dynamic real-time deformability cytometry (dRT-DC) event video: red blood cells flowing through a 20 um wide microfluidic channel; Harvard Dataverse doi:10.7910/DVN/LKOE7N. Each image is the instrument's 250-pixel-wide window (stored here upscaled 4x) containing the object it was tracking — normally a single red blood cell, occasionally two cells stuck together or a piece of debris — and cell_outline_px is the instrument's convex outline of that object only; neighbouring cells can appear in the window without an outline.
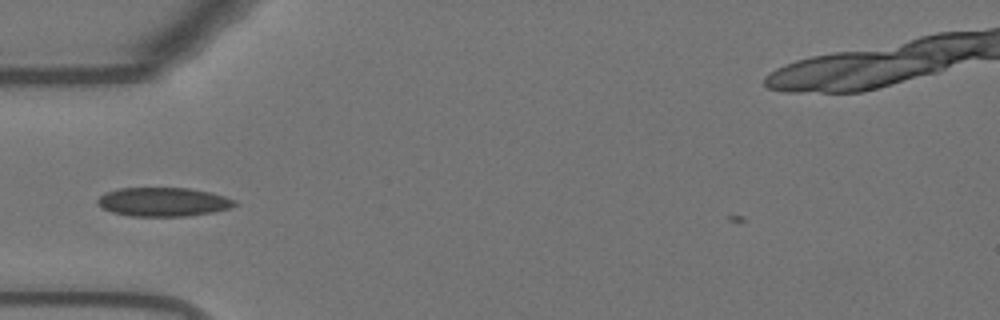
{"species": "Egyptian fruit bat (a non-hibernating species)", "species_latin": "Rousettus aegyptiacus", "temperature_condition": "warm", "stored_images_in_passage": 35, "camera_frame_rate_fps": 3000, "um_per_image_px": 0.085, "animal": {"sex": "female"}, "frame": {"image": 1, "passage_image": 1, "time_ms": 0.0, "image_size_px": [1000, 320], "cell_outline_px": [[236, 204], [228, 208], [212, 212], [188, 216], [132, 216], [112, 212], [96, 204], [96, 200], [104, 192], [116, 188], [188, 188], [208, 192], [224, 196], [236, 200]], "centroid_in_image_um": [13.82, 17.15], "position_along_channel_um": 71.2, "area_um2": 23.0}}
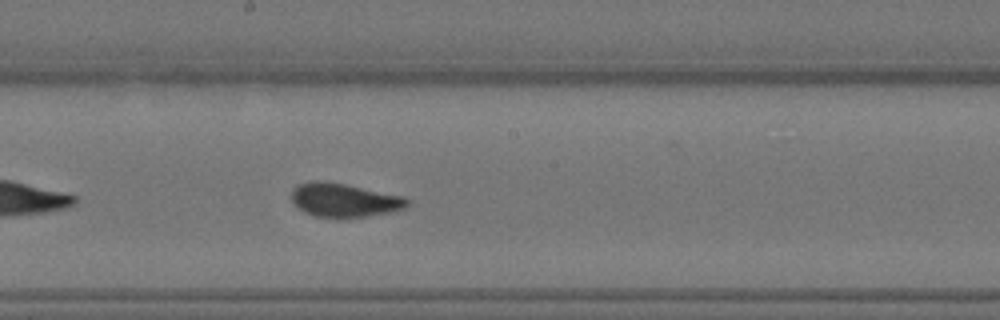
{"frame": {"image": 2, "passage_image": 13, "time_ms": 4.0, "image_size_px": [1000, 320], "cell_outline_px": [[408, 204], [404, 208], [388, 212], [368, 216], [336, 220], [316, 216], [304, 212], [292, 200], [292, 188], [300, 184], [312, 180], [324, 180], [404, 196], [408, 200]], "centroid_in_image_um": [29.23, 17.03], "position_along_channel_um": 219.0, "area_um2": 22.95}}
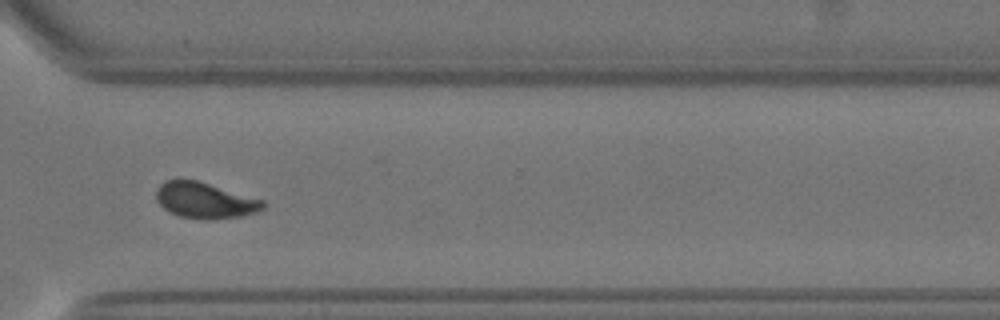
{"frame": {"image": 3, "passage_image": 24, "time_ms": 7.667, "image_size_px": [1000, 320], "cell_outline_px": [[268, 204], [264, 208], [256, 212], [240, 216], [216, 220], [208, 220], [180, 216], [168, 212], [156, 200], [156, 188], [164, 180], [196, 180], [264, 200]], "centroid_in_image_um": [17.42, 17.04], "position_along_channel_um": 353.2, "area_um2": 22.43}, "authors_computed_cell_mechanics": {"area_um2": 22.1952, "velocity_mm_per_s": 3.6676, "shape_relaxation_time_tau1_ms": 4.5298, "shape_relaxation_time_tau2_ms": null, "deformation_change_tau1": 0.142, "deformation_change_tau2": null}}